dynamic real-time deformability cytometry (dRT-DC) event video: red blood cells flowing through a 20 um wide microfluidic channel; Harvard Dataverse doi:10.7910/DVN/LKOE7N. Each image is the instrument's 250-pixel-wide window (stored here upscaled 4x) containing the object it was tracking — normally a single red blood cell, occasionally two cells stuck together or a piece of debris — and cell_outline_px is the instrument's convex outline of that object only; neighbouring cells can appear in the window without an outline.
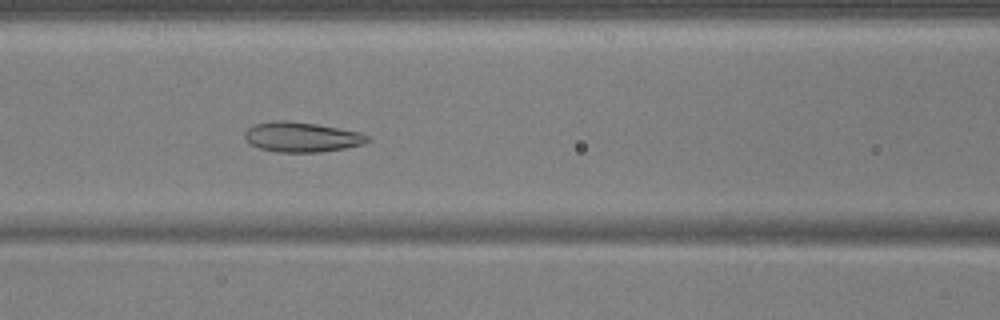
{"species": "common noctule bat (a hibernating species)", "species_latin": "Nyctalus noctula", "temperature_condition": "warm", "stored_images_in_passage": 55, "camera_frame_rate_fps": 3000, "um_per_image_px": 0.085, "animal": {"sex": "male", "body_mass_g": 17.9, "forearm_length_mm": 54.2}, "frame": {"image": 1, "passage_image": 24, "time_ms": 7.667, "image_size_px": [1000, 320], "cell_outline_px": [[372, 140], [364, 144], [324, 152], [276, 152], [260, 148], [248, 144], [244, 140], [244, 132], [248, 128], [256, 124], [280, 120], [284, 120], [316, 124], [360, 132], [368, 136]], "centroid_in_image_um": [25.64, 11.66], "position_along_channel_um": 141.0, "area_um2": 21.5}}
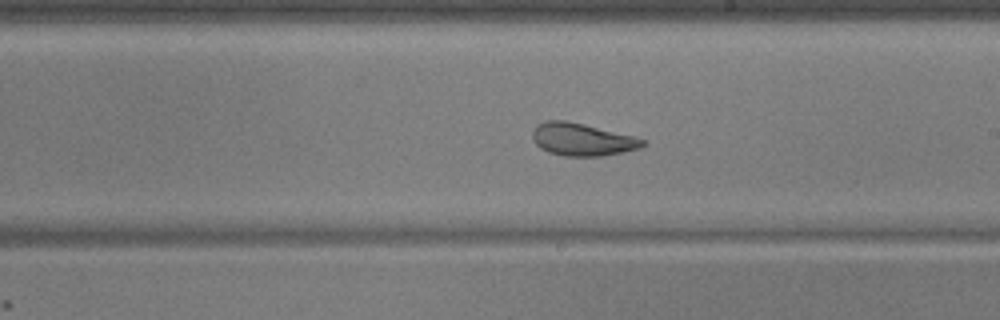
{"frame": {"image": 2, "passage_image": 32, "time_ms": 10.333, "image_size_px": [1000, 320], "cell_outline_px": [[644, 144], [640, 148], [604, 156], [564, 156], [548, 152], [540, 148], [532, 140], [532, 132], [536, 124], [544, 120], [564, 120], [584, 124], [636, 136], [644, 140]], "centroid_in_image_um": [49.45, 11.85], "position_along_channel_um": 239.6, "area_um2": 21.1}}
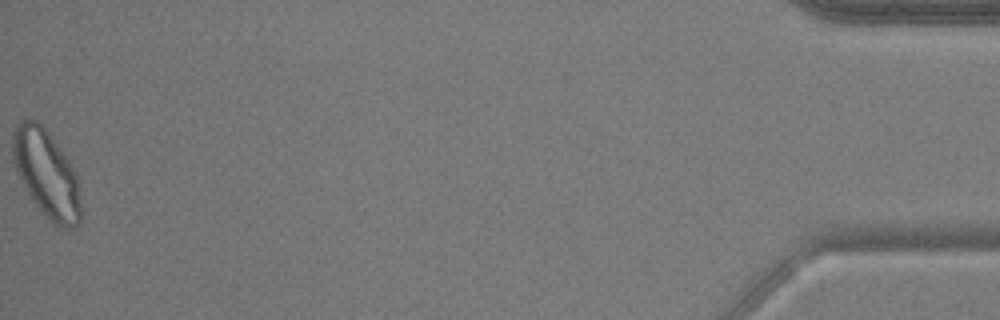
{"frame": {"image": 3, "passage_image": 55, "time_ms": 18.0, "image_size_px": [1000, 320], "cell_outline_px": [[80, 224], [76, 228], [64, 228], [52, 224], [48, 220], [28, 196], [16, 172], [12, 160], [12, 132], [16, 124], [20, 120], [36, 120], [48, 132], [68, 160], [76, 172], [80, 204]], "centroid_in_image_um": [3.91, 14.8], "position_along_channel_um": 431.3, "area_um2": 34.97}, "authors_computed_cell_mechanics": {"area_um2": 25.4898, "velocity_mm_per_s": 3.7065, "shape_relaxation_time_tau1_ms": 5.8536, "shape_relaxation_time_tau2_ms": 1.571, "deformation_change_tau1": 0.1296, "deformation_change_tau2": 0.0817}}